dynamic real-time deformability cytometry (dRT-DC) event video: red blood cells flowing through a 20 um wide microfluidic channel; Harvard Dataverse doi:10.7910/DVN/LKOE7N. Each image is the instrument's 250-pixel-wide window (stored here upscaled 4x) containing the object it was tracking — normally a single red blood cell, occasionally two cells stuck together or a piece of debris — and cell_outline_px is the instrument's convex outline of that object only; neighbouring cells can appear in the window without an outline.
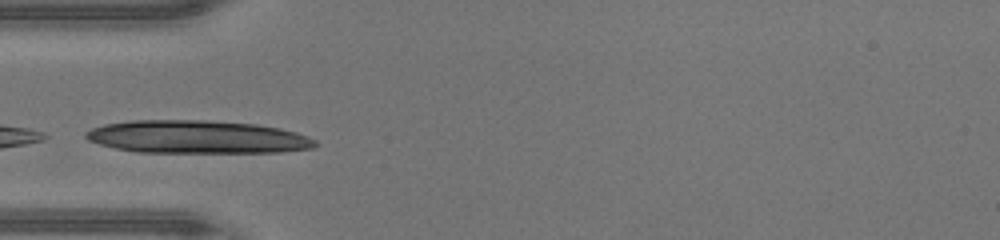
{"species": "human", "species_latin": "Homo sapiens", "temperature_condition": "warm", "stored_images_in_passage": 23, "camera_frame_rate_fps": 3000, "um_per_image_px": 0.085, "donor": {"sex": "male"}, "frame": {"image": 1, "passage_image": 1, "time_ms": 0.0, "image_size_px": [1000, 240], "cell_outline_px": [[320, 144], [316, 148], [280, 152], [136, 152], [116, 148], [100, 144], [88, 140], [84, 136], [84, 132], [92, 128], [104, 124], [132, 120], [204, 120], [256, 124], [280, 128], [296, 132], [308, 136], [316, 140]], "centroid_in_image_um": [16.8, 11.64], "position_along_channel_um": 68.2, "area_um2": 44.27}}
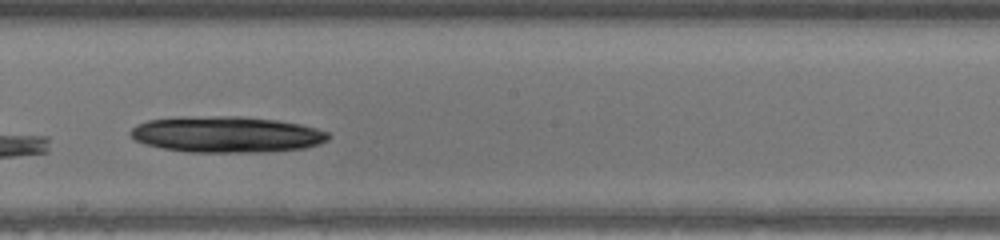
{"frame": {"image": 2, "passage_image": 12, "time_ms": 3.667, "image_size_px": [1000, 240], "cell_outline_px": [[332, 136], [328, 140], [320, 144], [304, 148], [268, 152], [188, 152], [164, 148], [144, 144], [136, 140], [128, 132], [136, 124], [148, 120], [180, 116], [240, 116], [280, 120], [300, 124], [316, 128], [328, 132]], "centroid_in_image_um": [19.28, 11.42], "position_along_channel_um": 228.9, "area_um2": 42.14}}
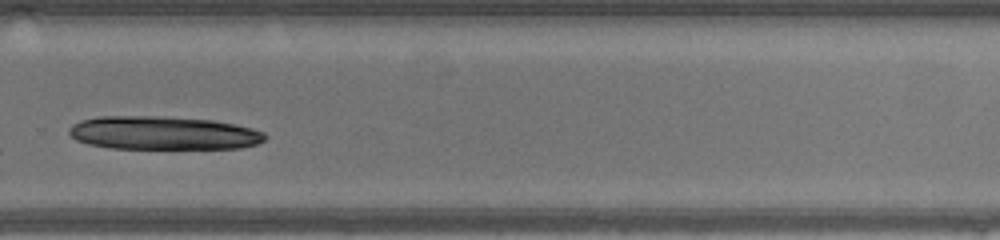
{"frame": {"image": 3, "passage_image": 18, "time_ms": 5.667, "image_size_px": [1000, 240], "cell_outline_px": [[268, 136], [264, 140], [256, 144], [240, 148], [112, 148], [88, 144], [76, 140], [68, 132], [68, 128], [72, 124], [80, 120], [100, 116], [160, 116], [212, 120], [236, 124], [252, 128], [264, 132]], "centroid_in_image_um": [13.86, 11.3], "position_along_channel_um": 315.9, "area_um2": 38.21}, "authors_computed_cell_mechanics": {"area_um2": 40.6912, "velocity_mm_per_s": 4.3655, "shape_relaxation_time_tau1_ms": 4.3017, "shape_relaxation_time_tau2_ms": null, "deformation_change_tau1": 0.1047, "deformation_change_tau2": null}}